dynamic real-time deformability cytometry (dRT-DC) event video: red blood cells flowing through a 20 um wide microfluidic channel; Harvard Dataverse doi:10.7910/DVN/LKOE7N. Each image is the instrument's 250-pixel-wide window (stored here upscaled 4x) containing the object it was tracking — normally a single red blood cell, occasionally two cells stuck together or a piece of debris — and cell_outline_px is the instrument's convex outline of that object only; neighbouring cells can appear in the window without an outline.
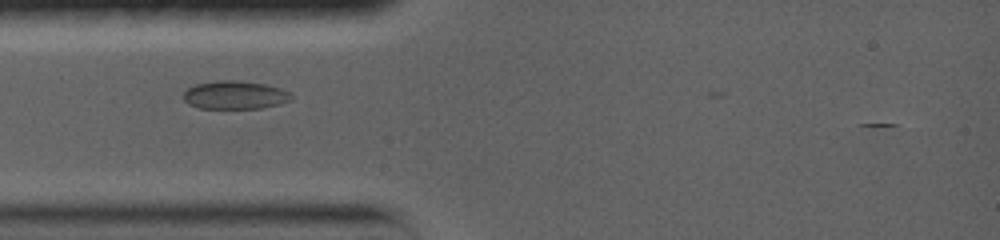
{"species": "common noctule bat (a hibernating species)", "species_latin": "Nyctalus noctula", "temperature_condition": "warm", "stored_images_in_passage": 33, "segment_of_instrument_passage": [1, 2], "camera_frame_rate_fps": 5000, "um_per_image_px": 0.085, "animal": {"sex": "female", "body_mass_g": 19.0, "forearm_length_mm": 56.7}, "frame": {"image": 1, "passage_image": 1, "time_ms": 0.0, "image_size_px": [1000, 240], "cell_outline_px": [[292, 100], [280, 104], [260, 108], [200, 108], [188, 104], [184, 100], [184, 92], [188, 88], [196, 84], [216, 80], [240, 80], [264, 84], [280, 88], [288, 92], [292, 96]], "centroid_in_image_um": [19.96, 8.07], "position_along_channel_um": 65.0, "area_um2": 17.74}}
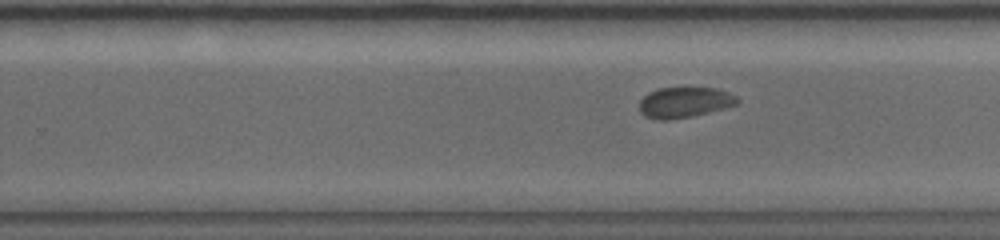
{"frame": {"image": 2, "passage_image": 18, "time_ms": 5.8, "image_size_px": [1000, 240], "cell_outline_px": [[740, 100], [736, 104], [724, 108], [692, 116], [668, 120], [656, 120], [644, 116], [640, 112], [640, 100], [648, 92], [660, 88], [716, 88], [728, 92], [736, 96]], "centroid_in_image_um": [58.16, 8.7], "position_along_channel_um": 271.6, "area_um2": 17.4}}
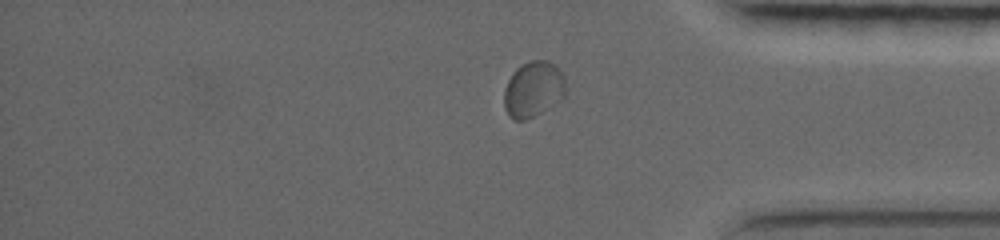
{"frame": {"image": 3, "passage_image": 27, "time_ms": 9.4, "image_size_px": [1000, 240], "cell_outline_px": [[568, 88], [564, 96], [560, 100], [548, 108], [524, 120], [512, 120], [508, 116], [504, 108], [504, 88], [512, 72], [516, 68], [528, 60], [548, 60], [556, 64], [564, 76]], "centroid_in_image_um": [45.34, 7.56], "position_along_channel_um": 389.9, "area_um2": 20.46}}